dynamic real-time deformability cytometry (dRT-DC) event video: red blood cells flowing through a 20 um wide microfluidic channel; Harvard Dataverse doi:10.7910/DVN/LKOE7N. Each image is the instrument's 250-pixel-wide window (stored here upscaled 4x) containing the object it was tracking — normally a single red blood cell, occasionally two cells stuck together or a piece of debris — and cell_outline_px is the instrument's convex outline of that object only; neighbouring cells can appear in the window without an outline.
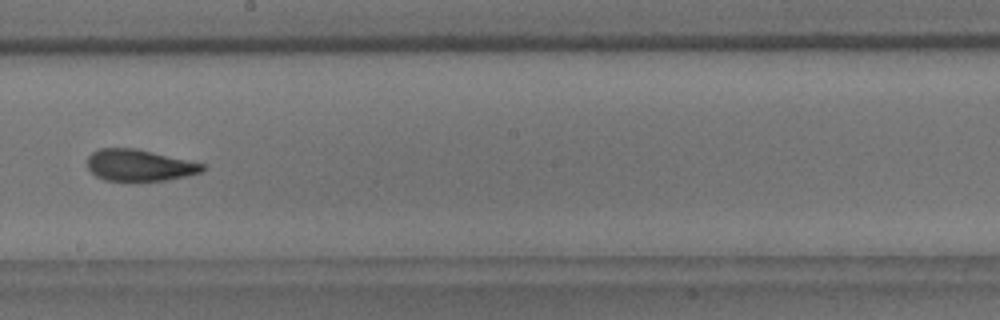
{"species": "common noctule bat (a hibernating species)", "species_latin": "Nyctalus noctula", "temperature_condition": "room temperature", "stored_images_in_passage": 9, "camera_frame_rate_fps": 3000, "um_per_image_px": 0.085, "animal": {"sex": "male", "body_mass_g": 18.8}, "frame": {"image": 1, "passage_image": 9, "time_ms": 10.0, "image_size_px": [1000, 320], "cell_outline_px": [[208, 168], [204, 172], [188, 176], [164, 180], [104, 180], [96, 176], [88, 168], [88, 156], [92, 152], [100, 148], [136, 148], [204, 164]], "centroid_in_image_um": [11.88, 14.04], "position_along_channel_um": 236.3, "area_um2": 21.1}}